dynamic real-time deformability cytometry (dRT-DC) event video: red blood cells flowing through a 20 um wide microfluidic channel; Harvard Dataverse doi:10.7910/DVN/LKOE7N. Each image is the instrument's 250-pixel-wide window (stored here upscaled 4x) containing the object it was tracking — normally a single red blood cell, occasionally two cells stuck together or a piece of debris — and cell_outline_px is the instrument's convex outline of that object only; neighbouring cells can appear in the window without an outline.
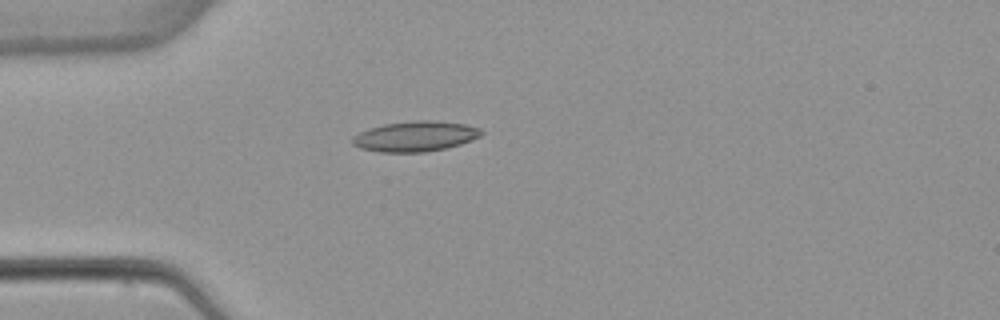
{"species": "common noctule bat (a hibernating species)", "species_latin": "Nyctalus noctula", "temperature_condition": "warm", "stored_images_in_passage": 4, "camera_frame_rate_fps": 3000, "um_per_image_px": 0.085, "animal": {"sex": "female", "body_mass_g": 22.7, "forearm_length_mm": 54.2}, "frame": {"image": 1, "passage_image": 4, "time_ms": 4.667, "image_size_px": [1000, 320], "cell_outline_px": [[484, 132], [480, 136], [472, 140], [448, 148], [424, 152], [380, 152], [360, 148], [352, 144], [352, 136], [368, 128], [384, 124], [416, 120], [432, 120], [464, 124], [480, 128]], "centroid_in_image_um": [35.29, 11.59], "position_along_channel_um": 49.7, "area_um2": 22.83}}